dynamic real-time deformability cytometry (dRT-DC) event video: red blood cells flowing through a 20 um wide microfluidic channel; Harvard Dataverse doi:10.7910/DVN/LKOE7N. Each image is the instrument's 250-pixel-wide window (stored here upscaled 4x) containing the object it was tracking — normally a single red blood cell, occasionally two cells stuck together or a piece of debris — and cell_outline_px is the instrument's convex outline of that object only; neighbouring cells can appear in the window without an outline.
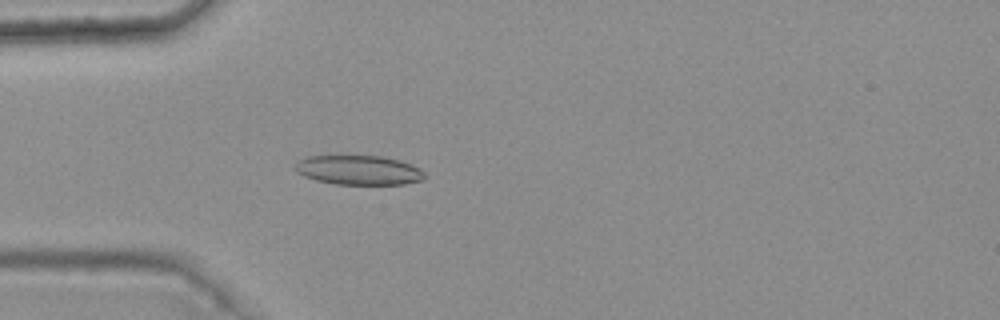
{"species": "common noctule bat (a hibernating species)", "species_latin": "Nyctalus noctula", "temperature_condition": "warm", "stored_images_in_passage": 3, "camera_frame_rate_fps": 3000, "um_per_image_px": 0.085, "animal": {"sex": "female", "body_mass_g": 25.1}, "frame": {"image": 1, "passage_image": 3, "time_ms": 0.667, "image_size_px": [1000, 320], "cell_outline_px": [[424, 180], [404, 184], [336, 184], [316, 180], [304, 176], [296, 172], [296, 164], [300, 160], [308, 156], [340, 152], [384, 156], [400, 160], [424, 172]], "centroid_in_image_um": [30.43, 14.4], "position_along_channel_um": 54.6, "area_um2": 23.06}}